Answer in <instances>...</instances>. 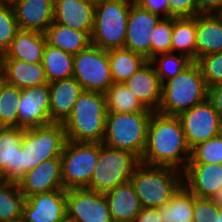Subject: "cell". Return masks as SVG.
Returning <instances> with one entry per match:
<instances>
[{
  "instance_id": "ee69618b",
  "label": "cell",
  "mask_w": 222,
  "mask_h": 222,
  "mask_svg": "<svg viewBox=\"0 0 222 222\" xmlns=\"http://www.w3.org/2000/svg\"><path fill=\"white\" fill-rule=\"evenodd\" d=\"M207 99L222 118V82H218L208 87Z\"/></svg>"
},
{
  "instance_id": "8fae6325",
  "label": "cell",
  "mask_w": 222,
  "mask_h": 222,
  "mask_svg": "<svg viewBox=\"0 0 222 222\" xmlns=\"http://www.w3.org/2000/svg\"><path fill=\"white\" fill-rule=\"evenodd\" d=\"M190 149L220 134L222 118L206 99L177 116Z\"/></svg>"
},
{
  "instance_id": "f35d334b",
  "label": "cell",
  "mask_w": 222,
  "mask_h": 222,
  "mask_svg": "<svg viewBox=\"0 0 222 222\" xmlns=\"http://www.w3.org/2000/svg\"><path fill=\"white\" fill-rule=\"evenodd\" d=\"M196 63L208 87L222 82V52L205 55L199 58Z\"/></svg>"
},
{
  "instance_id": "30bf717a",
  "label": "cell",
  "mask_w": 222,
  "mask_h": 222,
  "mask_svg": "<svg viewBox=\"0 0 222 222\" xmlns=\"http://www.w3.org/2000/svg\"><path fill=\"white\" fill-rule=\"evenodd\" d=\"M73 78L86 91L105 93L113 84L108 51L90 45L73 58Z\"/></svg>"
},
{
  "instance_id": "1f68e13d",
  "label": "cell",
  "mask_w": 222,
  "mask_h": 222,
  "mask_svg": "<svg viewBox=\"0 0 222 222\" xmlns=\"http://www.w3.org/2000/svg\"><path fill=\"white\" fill-rule=\"evenodd\" d=\"M158 209L163 222H194L193 194L184 185Z\"/></svg>"
},
{
  "instance_id": "b9f144b4",
  "label": "cell",
  "mask_w": 222,
  "mask_h": 222,
  "mask_svg": "<svg viewBox=\"0 0 222 222\" xmlns=\"http://www.w3.org/2000/svg\"><path fill=\"white\" fill-rule=\"evenodd\" d=\"M134 2L161 18H169V0H134Z\"/></svg>"
},
{
  "instance_id": "60d3db41",
  "label": "cell",
  "mask_w": 222,
  "mask_h": 222,
  "mask_svg": "<svg viewBox=\"0 0 222 222\" xmlns=\"http://www.w3.org/2000/svg\"><path fill=\"white\" fill-rule=\"evenodd\" d=\"M198 15L195 0H169V17H194Z\"/></svg>"
},
{
  "instance_id": "4316f807",
  "label": "cell",
  "mask_w": 222,
  "mask_h": 222,
  "mask_svg": "<svg viewBox=\"0 0 222 222\" xmlns=\"http://www.w3.org/2000/svg\"><path fill=\"white\" fill-rule=\"evenodd\" d=\"M91 32L74 30L53 22L44 34L47 44L75 55L91 45Z\"/></svg>"
},
{
  "instance_id": "603a6c76",
  "label": "cell",
  "mask_w": 222,
  "mask_h": 222,
  "mask_svg": "<svg viewBox=\"0 0 222 222\" xmlns=\"http://www.w3.org/2000/svg\"><path fill=\"white\" fill-rule=\"evenodd\" d=\"M0 66L4 82L19 89L48 83L42 62L26 63L18 59H0Z\"/></svg>"
},
{
  "instance_id": "4dcf8cb0",
  "label": "cell",
  "mask_w": 222,
  "mask_h": 222,
  "mask_svg": "<svg viewBox=\"0 0 222 222\" xmlns=\"http://www.w3.org/2000/svg\"><path fill=\"white\" fill-rule=\"evenodd\" d=\"M25 199L17 182L0 179V222L21 221Z\"/></svg>"
},
{
  "instance_id": "ffe728a7",
  "label": "cell",
  "mask_w": 222,
  "mask_h": 222,
  "mask_svg": "<svg viewBox=\"0 0 222 222\" xmlns=\"http://www.w3.org/2000/svg\"><path fill=\"white\" fill-rule=\"evenodd\" d=\"M19 30L44 33L54 20V0H16L12 4Z\"/></svg>"
},
{
  "instance_id": "e575fe53",
  "label": "cell",
  "mask_w": 222,
  "mask_h": 222,
  "mask_svg": "<svg viewBox=\"0 0 222 222\" xmlns=\"http://www.w3.org/2000/svg\"><path fill=\"white\" fill-rule=\"evenodd\" d=\"M21 89L3 83L0 88V122L3 127H18L17 107L20 104Z\"/></svg>"
},
{
  "instance_id": "d6986e66",
  "label": "cell",
  "mask_w": 222,
  "mask_h": 222,
  "mask_svg": "<svg viewBox=\"0 0 222 222\" xmlns=\"http://www.w3.org/2000/svg\"><path fill=\"white\" fill-rule=\"evenodd\" d=\"M123 84L148 110L157 112L161 103L162 83L148 60Z\"/></svg>"
},
{
  "instance_id": "7c38bea8",
  "label": "cell",
  "mask_w": 222,
  "mask_h": 222,
  "mask_svg": "<svg viewBox=\"0 0 222 222\" xmlns=\"http://www.w3.org/2000/svg\"><path fill=\"white\" fill-rule=\"evenodd\" d=\"M66 212L73 222H113L105 195L87 188L66 190Z\"/></svg>"
},
{
  "instance_id": "e0dca14e",
  "label": "cell",
  "mask_w": 222,
  "mask_h": 222,
  "mask_svg": "<svg viewBox=\"0 0 222 222\" xmlns=\"http://www.w3.org/2000/svg\"><path fill=\"white\" fill-rule=\"evenodd\" d=\"M23 133L24 128L20 127L0 130V179L17 182L27 173L22 159Z\"/></svg>"
},
{
  "instance_id": "5bb4252c",
  "label": "cell",
  "mask_w": 222,
  "mask_h": 222,
  "mask_svg": "<svg viewBox=\"0 0 222 222\" xmlns=\"http://www.w3.org/2000/svg\"><path fill=\"white\" fill-rule=\"evenodd\" d=\"M17 112L20 128L27 129L53 123L49 115V83L21 89Z\"/></svg>"
},
{
  "instance_id": "9a60e30c",
  "label": "cell",
  "mask_w": 222,
  "mask_h": 222,
  "mask_svg": "<svg viewBox=\"0 0 222 222\" xmlns=\"http://www.w3.org/2000/svg\"><path fill=\"white\" fill-rule=\"evenodd\" d=\"M66 216L65 189L36 194L25 199L23 222H60Z\"/></svg>"
},
{
  "instance_id": "74e56055",
  "label": "cell",
  "mask_w": 222,
  "mask_h": 222,
  "mask_svg": "<svg viewBox=\"0 0 222 222\" xmlns=\"http://www.w3.org/2000/svg\"><path fill=\"white\" fill-rule=\"evenodd\" d=\"M173 17L162 18L153 30L151 37V58L171 52Z\"/></svg>"
},
{
  "instance_id": "f907efd6",
  "label": "cell",
  "mask_w": 222,
  "mask_h": 222,
  "mask_svg": "<svg viewBox=\"0 0 222 222\" xmlns=\"http://www.w3.org/2000/svg\"><path fill=\"white\" fill-rule=\"evenodd\" d=\"M60 222H73L71 219H69L67 216Z\"/></svg>"
},
{
  "instance_id": "5b68a950",
  "label": "cell",
  "mask_w": 222,
  "mask_h": 222,
  "mask_svg": "<svg viewBox=\"0 0 222 222\" xmlns=\"http://www.w3.org/2000/svg\"><path fill=\"white\" fill-rule=\"evenodd\" d=\"M134 0H102L95 4L91 44L103 50L125 47L127 18Z\"/></svg>"
},
{
  "instance_id": "2e32d148",
  "label": "cell",
  "mask_w": 222,
  "mask_h": 222,
  "mask_svg": "<svg viewBox=\"0 0 222 222\" xmlns=\"http://www.w3.org/2000/svg\"><path fill=\"white\" fill-rule=\"evenodd\" d=\"M17 184L25 198L64 189L61 157H54L39 163L34 169L27 171L17 181Z\"/></svg>"
},
{
  "instance_id": "d4e9b609",
  "label": "cell",
  "mask_w": 222,
  "mask_h": 222,
  "mask_svg": "<svg viewBox=\"0 0 222 222\" xmlns=\"http://www.w3.org/2000/svg\"><path fill=\"white\" fill-rule=\"evenodd\" d=\"M104 195L113 222H133L142 209L130 180Z\"/></svg>"
},
{
  "instance_id": "6da1fadb",
  "label": "cell",
  "mask_w": 222,
  "mask_h": 222,
  "mask_svg": "<svg viewBox=\"0 0 222 222\" xmlns=\"http://www.w3.org/2000/svg\"><path fill=\"white\" fill-rule=\"evenodd\" d=\"M191 157L184 130L177 116L153 112L147 127L146 145L140 163L184 171Z\"/></svg>"
},
{
  "instance_id": "7dc6e473",
  "label": "cell",
  "mask_w": 222,
  "mask_h": 222,
  "mask_svg": "<svg viewBox=\"0 0 222 222\" xmlns=\"http://www.w3.org/2000/svg\"><path fill=\"white\" fill-rule=\"evenodd\" d=\"M218 222H222V207L218 206Z\"/></svg>"
},
{
  "instance_id": "bcb514c9",
  "label": "cell",
  "mask_w": 222,
  "mask_h": 222,
  "mask_svg": "<svg viewBox=\"0 0 222 222\" xmlns=\"http://www.w3.org/2000/svg\"><path fill=\"white\" fill-rule=\"evenodd\" d=\"M212 200H213L219 207H222V188L212 197Z\"/></svg>"
},
{
  "instance_id": "f6af8a7d",
  "label": "cell",
  "mask_w": 222,
  "mask_h": 222,
  "mask_svg": "<svg viewBox=\"0 0 222 222\" xmlns=\"http://www.w3.org/2000/svg\"><path fill=\"white\" fill-rule=\"evenodd\" d=\"M133 222H163L158 208H142Z\"/></svg>"
},
{
  "instance_id": "c3c4849f",
  "label": "cell",
  "mask_w": 222,
  "mask_h": 222,
  "mask_svg": "<svg viewBox=\"0 0 222 222\" xmlns=\"http://www.w3.org/2000/svg\"><path fill=\"white\" fill-rule=\"evenodd\" d=\"M4 83V77H3V72H2V68L0 66V88L2 86V84Z\"/></svg>"
},
{
  "instance_id": "3957f363",
  "label": "cell",
  "mask_w": 222,
  "mask_h": 222,
  "mask_svg": "<svg viewBox=\"0 0 222 222\" xmlns=\"http://www.w3.org/2000/svg\"><path fill=\"white\" fill-rule=\"evenodd\" d=\"M142 208H160L183 185V172L140 163L130 178Z\"/></svg>"
},
{
  "instance_id": "44dd1931",
  "label": "cell",
  "mask_w": 222,
  "mask_h": 222,
  "mask_svg": "<svg viewBox=\"0 0 222 222\" xmlns=\"http://www.w3.org/2000/svg\"><path fill=\"white\" fill-rule=\"evenodd\" d=\"M54 23L78 31H92L95 4L88 0H54Z\"/></svg>"
},
{
  "instance_id": "8d00e7d4",
  "label": "cell",
  "mask_w": 222,
  "mask_h": 222,
  "mask_svg": "<svg viewBox=\"0 0 222 222\" xmlns=\"http://www.w3.org/2000/svg\"><path fill=\"white\" fill-rule=\"evenodd\" d=\"M19 31L12 5L0 2V56L9 48Z\"/></svg>"
},
{
  "instance_id": "4fadbf2b",
  "label": "cell",
  "mask_w": 222,
  "mask_h": 222,
  "mask_svg": "<svg viewBox=\"0 0 222 222\" xmlns=\"http://www.w3.org/2000/svg\"><path fill=\"white\" fill-rule=\"evenodd\" d=\"M162 18L133 2L127 18L125 47L145 59H151V37L157 23Z\"/></svg>"
},
{
  "instance_id": "8992f818",
  "label": "cell",
  "mask_w": 222,
  "mask_h": 222,
  "mask_svg": "<svg viewBox=\"0 0 222 222\" xmlns=\"http://www.w3.org/2000/svg\"><path fill=\"white\" fill-rule=\"evenodd\" d=\"M152 113H107L102 144L129 151L141 159Z\"/></svg>"
},
{
  "instance_id": "7a4b0ae2",
  "label": "cell",
  "mask_w": 222,
  "mask_h": 222,
  "mask_svg": "<svg viewBox=\"0 0 222 222\" xmlns=\"http://www.w3.org/2000/svg\"><path fill=\"white\" fill-rule=\"evenodd\" d=\"M106 114L104 93L84 90L75 102L70 116L62 123L66 140L102 143Z\"/></svg>"
},
{
  "instance_id": "681fc988",
  "label": "cell",
  "mask_w": 222,
  "mask_h": 222,
  "mask_svg": "<svg viewBox=\"0 0 222 222\" xmlns=\"http://www.w3.org/2000/svg\"><path fill=\"white\" fill-rule=\"evenodd\" d=\"M15 1L16 0H0V2H2V3H9V4H12Z\"/></svg>"
},
{
  "instance_id": "836d02e7",
  "label": "cell",
  "mask_w": 222,
  "mask_h": 222,
  "mask_svg": "<svg viewBox=\"0 0 222 222\" xmlns=\"http://www.w3.org/2000/svg\"><path fill=\"white\" fill-rule=\"evenodd\" d=\"M149 61L154 66L161 83L177 76L194 62L186 55L173 52L158 54Z\"/></svg>"
},
{
  "instance_id": "7bdbcfd3",
  "label": "cell",
  "mask_w": 222,
  "mask_h": 222,
  "mask_svg": "<svg viewBox=\"0 0 222 222\" xmlns=\"http://www.w3.org/2000/svg\"><path fill=\"white\" fill-rule=\"evenodd\" d=\"M198 14H222V0H195Z\"/></svg>"
},
{
  "instance_id": "83f0119b",
  "label": "cell",
  "mask_w": 222,
  "mask_h": 222,
  "mask_svg": "<svg viewBox=\"0 0 222 222\" xmlns=\"http://www.w3.org/2000/svg\"><path fill=\"white\" fill-rule=\"evenodd\" d=\"M171 52L186 55L196 62V16L173 17Z\"/></svg>"
},
{
  "instance_id": "816d5d0a",
  "label": "cell",
  "mask_w": 222,
  "mask_h": 222,
  "mask_svg": "<svg viewBox=\"0 0 222 222\" xmlns=\"http://www.w3.org/2000/svg\"><path fill=\"white\" fill-rule=\"evenodd\" d=\"M88 1H90L93 4H97V3L101 2L102 0H88Z\"/></svg>"
},
{
  "instance_id": "7402d4cb",
  "label": "cell",
  "mask_w": 222,
  "mask_h": 222,
  "mask_svg": "<svg viewBox=\"0 0 222 222\" xmlns=\"http://www.w3.org/2000/svg\"><path fill=\"white\" fill-rule=\"evenodd\" d=\"M83 88L75 78L49 83V115L54 123H63L71 114Z\"/></svg>"
},
{
  "instance_id": "f546056e",
  "label": "cell",
  "mask_w": 222,
  "mask_h": 222,
  "mask_svg": "<svg viewBox=\"0 0 222 222\" xmlns=\"http://www.w3.org/2000/svg\"><path fill=\"white\" fill-rule=\"evenodd\" d=\"M113 83H123L148 60L126 48L108 50Z\"/></svg>"
},
{
  "instance_id": "cb8c5ba5",
  "label": "cell",
  "mask_w": 222,
  "mask_h": 222,
  "mask_svg": "<svg viewBox=\"0 0 222 222\" xmlns=\"http://www.w3.org/2000/svg\"><path fill=\"white\" fill-rule=\"evenodd\" d=\"M45 45L44 33L19 30L0 59H18L26 63H41Z\"/></svg>"
},
{
  "instance_id": "ba28073f",
  "label": "cell",
  "mask_w": 222,
  "mask_h": 222,
  "mask_svg": "<svg viewBox=\"0 0 222 222\" xmlns=\"http://www.w3.org/2000/svg\"><path fill=\"white\" fill-rule=\"evenodd\" d=\"M66 141L62 123L24 129L21 142L23 166L30 171L43 161L60 157Z\"/></svg>"
},
{
  "instance_id": "9c48e42d",
  "label": "cell",
  "mask_w": 222,
  "mask_h": 222,
  "mask_svg": "<svg viewBox=\"0 0 222 222\" xmlns=\"http://www.w3.org/2000/svg\"><path fill=\"white\" fill-rule=\"evenodd\" d=\"M98 155L99 143L67 140L60 156L63 188H86L95 170Z\"/></svg>"
},
{
  "instance_id": "f5cc1de1",
  "label": "cell",
  "mask_w": 222,
  "mask_h": 222,
  "mask_svg": "<svg viewBox=\"0 0 222 222\" xmlns=\"http://www.w3.org/2000/svg\"><path fill=\"white\" fill-rule=\"evenodd\" d=\"M3 128V125L1 124V122H0V130Z\"/></svg>"
},
{
  "instance_id": "f1b7e54d",
  "label": "cell",
  "mask_w": 222,
  "mask_h": 222,
  "mask_svg": "<svg viewBox=\"0 0 222 222\" xmlns=\"http://www.w3.org/2000/svg\"><path fill=\"white\" fill-rule=\"evenodd\" d=\"M74 55L46 43L42 64L48 83L73 77Z\"/></svg>"
},
{
  "instance_id": "ac0fdd59",
  "label": "cell",
  "mask_w": 222,
  "mask_h": 222,
  "mask_svg": "<svg viewBox=\"0 0 222 222\" xmlns=\"http://www.w3.org/2000/svg\"><path fill=\"white\" fill-rule=\"evenodd\" d=\"M183 185L195 197L212 199L222 188V163H187Z\"/></svg>"
},
{
  "instance_id": "484cf974",
  "label": "cell",
  "mask_w": 222,
  "mask_h": 222,
  "mask_svg": "<svg viewBox=\"0 0 222 222\" xmlns=\"http://www.w3.org/2000/svg\"><path fill=\"white\" fill-rule=\"evenodd\" d=\"M222 52V14L196 15V61Z\"/></svg>"
},
{
  "instance_id": "277c9868",
  "label": "cell",
  "mask_w": 222,
  "mask_h": 222,
  "mask_svg": "<svg viewBox=\"0 0 222 222\" xmlns=\"http://www.w3.org/2000/svg\"><path fill=\"white\" fill-rule=\"evenodd\" d=\"M208 96V86L196 62L177 76L162 83V96L158 113L178 116L203 102Z\"/></svg>"
},
{
  "instance_id": "ab89813d",
  "label": "cell",
  "mask_w": 222,
  "mask_h": 222,
  "mask_svg": "<svg viewBox=\"0 0 222 222\" xmlns=\"http://www.w3.org/2000/svg\"><path fill=\"white\" fill-rule=\"evenodd\" d=\"M194 222H218V205L209 198H199L193 195Z\"/></svg>"
},
{
  "instance_id": "d590c367",
  "label": "cell",
  "mask_w": 222,
  "mask_h": 222,
  "mask_svg": "<svg viewBox=\"0 0 222 222\" xmlns=\"http://www.w3.org/2000/svg\"><path fill=\"white\" fill-rule=\"evenodd\" d=\"M188 163H222V136L219 134L194 146Z\"/></svg>"
},
{
  "instance_id": "d6a6232c",
  "label": "cell",
  "mask_w": 222,
  "mask_h": 222,
  "mask_svg": "<svg viewBox=\"0 0 222 222\" xmlns=\"http://www.w3.org/2000/svg\"><path fill=\"white\" fill-rule=\"evenodd\" d=\"M104 95L107 113L153 112L146 109L123 83H113Z\"/></svg>"
},
{
  "instance_id": "52a82bcc",
  "label": "cell",
  "mask_w": 222,
  "mask_h": 222,
  "mask_svg": "<svg viewBox=\"0 0 222 222\" xmlns=\"http://www.w3.org/2000/svg\"><path fill=\"white\" fill-rule=\"evenodd\" d=\"M139 164L140 159L133 153L99 143L95 170L86 188L105 194L129 181Z\"/></svg>"
}]
</instances>
